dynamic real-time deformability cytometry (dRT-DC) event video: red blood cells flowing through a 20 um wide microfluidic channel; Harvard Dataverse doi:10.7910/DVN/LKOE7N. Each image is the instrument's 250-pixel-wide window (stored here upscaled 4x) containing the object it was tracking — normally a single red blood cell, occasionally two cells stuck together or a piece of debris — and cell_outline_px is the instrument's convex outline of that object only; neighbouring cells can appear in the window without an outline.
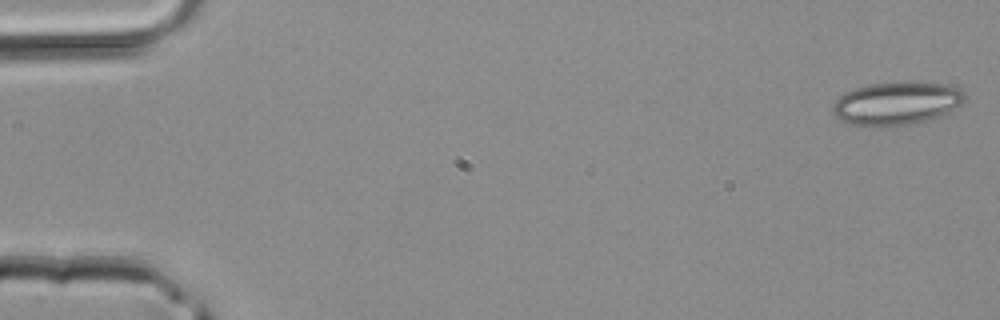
{"species": "common noctule bat (a hibernating species)", "species_latin": "Nyctalus noctula", "temperature_condition": "room temperature", "stored_images_in_passage": 40, "camera_frame_rate_fps": 3000, "um_per_image_px": 0.085, "animal": {"sex": "male", "body_mass_g": 20.4}, "frame": {"image": 1, "passage_image": 1, "time_ms": 0.0, "image_size_px": [1000, 320], "cell_outline_px": [[964, 100], [960, 104], [948, 112], [924, 120], [888, 128], [872, 128], [852, 124], [840, 120], [832, 112], [832, 104], [844, 92], [856, 88], [872, 84], [948, 84], [964, 92]], "centroid_in_image_um": [76.12, 8.84], "position_along_channel_um": 8.9, "area_um2": 32.43}}
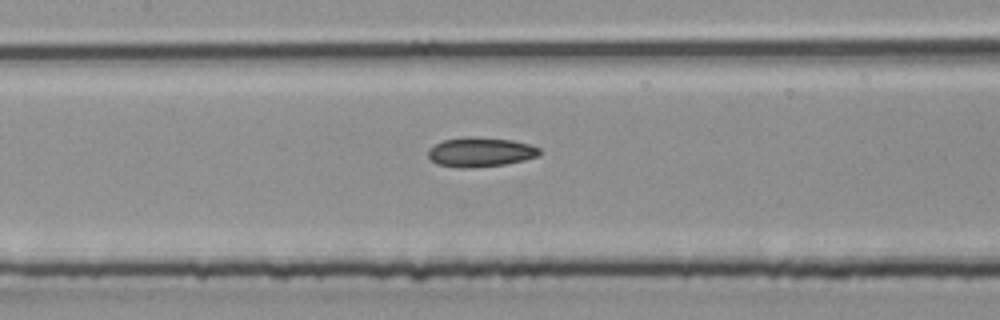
{"frame": {"image": 2, "passage_image": 20, "time_ms": 6.333, "image_size_px": [1000, 320], "cell_outline_px": [[540, 156], [524, 160], [504, 164], [472, 168], [460, 168], [436, 164], [428, 156], [428, 148], [444, 140], [464, 136], [472, 136], [512, 140], [528, 144], [540, 148]], "centroid_in_image_um": [40.82, 12.92], "position_along_channel_um": 166.6, "area_um2": 19.25}}
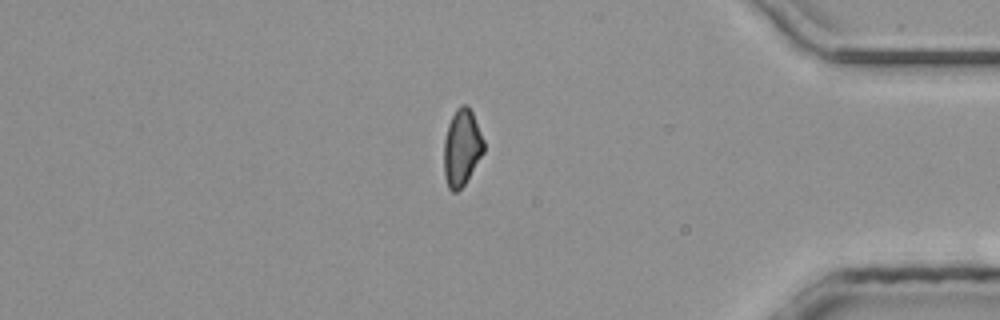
{"frame": {"image": 3, "passage_image": 36, "time_ms": 11.667, "image_size_px": [1000, 320], "cell_outline_px": [[484, 152], [464, 184], [456, 192], [452, 192], [448, 188], [444, 176], [444, 140], [448, 124], [456, 108], [460, 104], [464, 104], [472, 112], [484, 140]], "centroid_in_image_um": [39.24, 12.55], "position_along_channel_um": 396.0, "area_um2": 17.69}}